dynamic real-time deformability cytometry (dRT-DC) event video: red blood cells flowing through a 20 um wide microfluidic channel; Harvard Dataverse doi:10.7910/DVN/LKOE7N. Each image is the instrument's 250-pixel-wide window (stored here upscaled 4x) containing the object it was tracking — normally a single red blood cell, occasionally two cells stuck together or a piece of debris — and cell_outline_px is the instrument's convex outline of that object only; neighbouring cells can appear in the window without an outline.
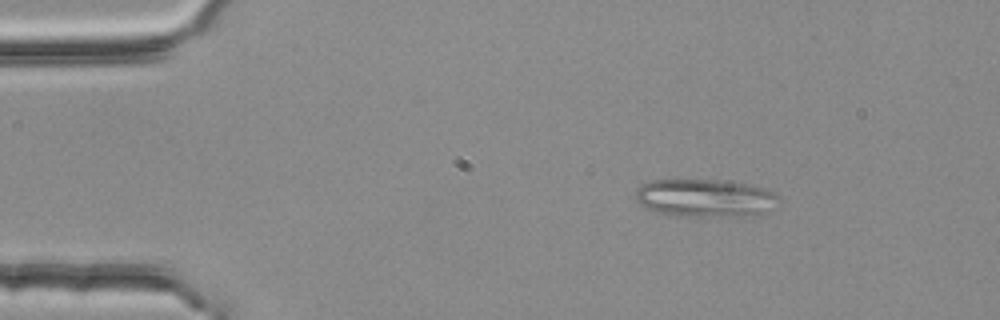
{"species": "common noctule bat (a hibernating species)", "species_latin": "Nyctalus noctula", "temperature_condition": "room temperature", "stored_images_in_passage": 3, "camera_frame_rate_fps": 3000, "um_per_image_px": 0.085, "animal": {"sex": "female", "body_mass_g": 25.1}, "frame": {"image": 1, "passage_image": 1, "time_ms": 0.0, "image_size_px": [1000, 320], "cell_outline_px": [[780, 196], [764, 212], [744, 216], [688, 216], [660, 212], [648, 208], [640, 204], [636, 200], [636, 188], [640, 184], [652, 180], [712, 180], [744, 184], [764, 188]], "centroid_in_image_um": [59.86, 16.82], "position_along_channel_um": 25.1, "area_um2": 30.81}}
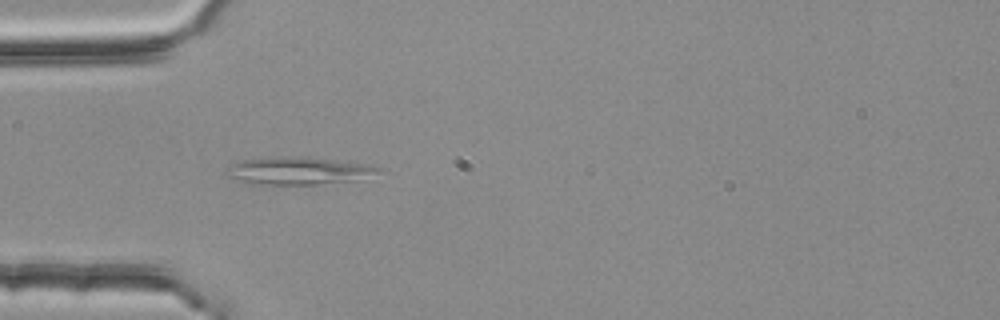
{"frame": {"image": 2, "passage_image": 3, "time_ms": 0.667, "image_size_px": [1000, 320], "cell_outline_px": [[380, 168], [376, 172], [360, 180], [316, 184], [260, 184], [240, 180], [224, 176], [224, 172], [232, 164], [240, 160], [280, 156], [284, 156], [332, 160], [368, 164]], "centroid_in_image_um": [25.3, 14.52], "position_along_channel_um": 59.7, "area_um2": 23.87}}